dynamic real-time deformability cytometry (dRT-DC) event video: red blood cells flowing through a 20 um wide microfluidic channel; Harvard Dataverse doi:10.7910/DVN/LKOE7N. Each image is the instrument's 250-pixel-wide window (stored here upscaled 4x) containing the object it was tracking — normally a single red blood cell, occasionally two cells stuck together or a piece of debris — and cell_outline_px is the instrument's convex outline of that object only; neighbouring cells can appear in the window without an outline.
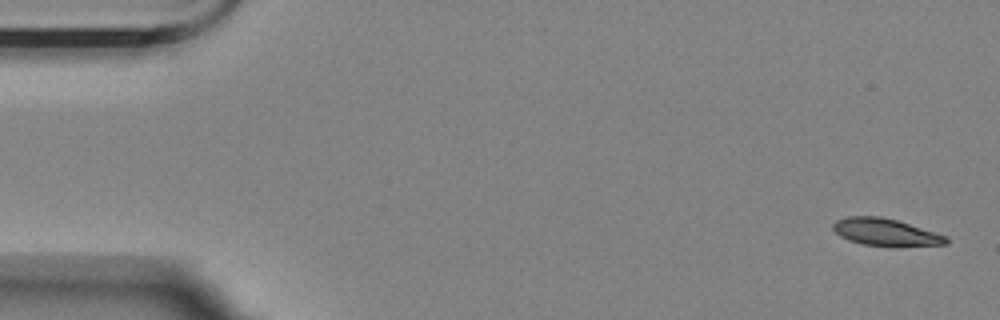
{"species": "Egyptian fruit bat (a non-hibernating species)", "species_latin": "Rousettus aegyptiacus", "temperature_condition": "room temperature", "stored_images_in_passage": 5, "camera_frame_rate_fps": 3000, "um_per_image_px": 0.085, "animal": {"sex": "female"}, "frame": {"image": 1, "passage_image": 1, "time_ms": 0.0, "image_size_px": [1000, 320], "cell_outline_px": [[948, 244], [892, 248], [860, 244], [848, 240], [840, 236], [832, 228], [832, 224], [836, 220], [848, 216], [880, 216], [896, 220], [948, 236]], "centroid_in_image_um": [75.29, 19.77], "position_along_channel_um": 9.7, "area_um2": 18.44}}
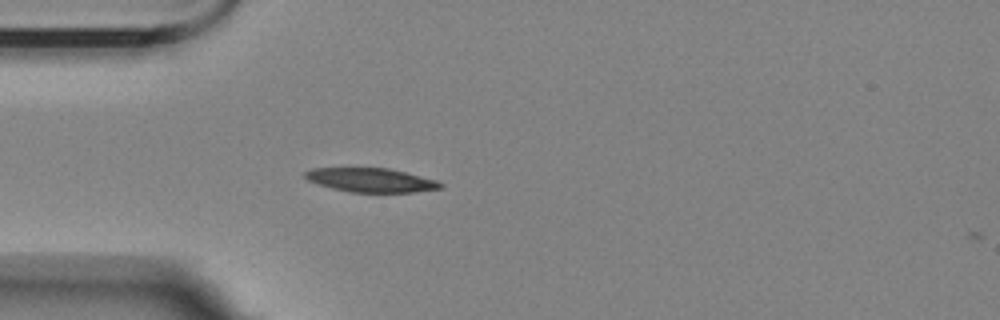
{"frame": {"image": 2, "passage_image": 5, "time_ms": 4.667, "image_size_px": [1000, 320], "cell_outline_px": [[444, 188], [416, 192], [348, 192], [332, 188], [308, 180], [304, 176], [304, 172], [312, 168], [388, 168], [436, 180], [444, 184]], "centroid_in_image_um": [31.55, 15.31], "position_along_channel_um": 53.4, "area_um2": 18.84}}